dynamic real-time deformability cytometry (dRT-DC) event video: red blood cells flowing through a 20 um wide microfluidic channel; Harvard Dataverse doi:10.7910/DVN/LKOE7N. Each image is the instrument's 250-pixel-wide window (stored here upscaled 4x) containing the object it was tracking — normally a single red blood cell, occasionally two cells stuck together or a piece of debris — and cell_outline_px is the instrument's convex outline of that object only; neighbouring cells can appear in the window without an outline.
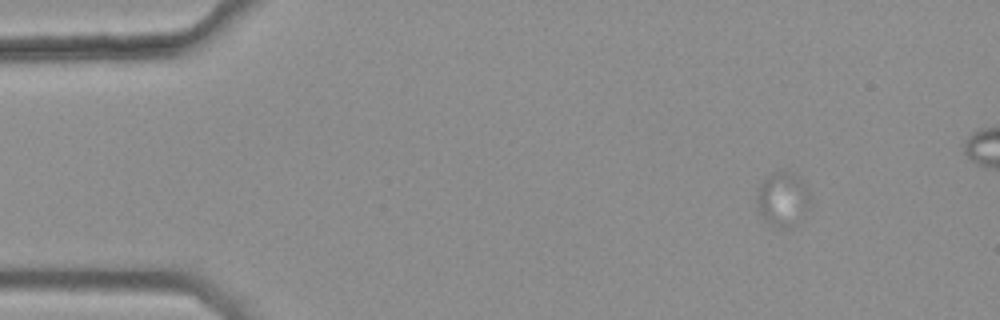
{"species": "common noctule bat (a hibernating species)", "species_latin": "Nyctalus noctula", "temperature_condition": "warm", "stored_images_in_passage": 50, "camera_frame_rate_fps": 3000, "um_per_image_px": 0.085, "animal": {"sex": "female", "body_mass_g": 25.1}, "frame": {"image": 1, "passage_image": 8, "time_ms": 2.333, "image_size_px": [1000, 320], "cell_outline_px": [[812, 204], [788, 228], [780, 228], [764, 220], [756, 208], [756, 188], [772, 172], [784, 168], [796, 176], [800, 180], [808, 192]], "centroid_in_image_um": [66.47, 16.89], "position_along_channel_um": 18.5, "area_um2": 16.82}}
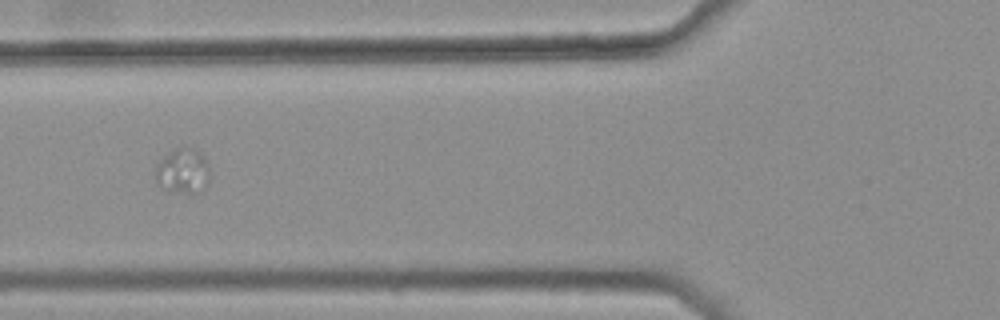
{"frame": {"image": 2, "passage_image": 23, "time_ms": 7.333, "image_size_px": [1000, 320], "cell_outline_px": [[208, 188], [200, 192], [168, 192], [156, 180], [156, 168], [160, 160], [164, 156], [180, 144], [188, 144], [196, 148], [208, 164]], "centroid_in_image_um": [15.56, 14.49], "position_along_channel_um": 110.2, "area_um2": 14.57}}